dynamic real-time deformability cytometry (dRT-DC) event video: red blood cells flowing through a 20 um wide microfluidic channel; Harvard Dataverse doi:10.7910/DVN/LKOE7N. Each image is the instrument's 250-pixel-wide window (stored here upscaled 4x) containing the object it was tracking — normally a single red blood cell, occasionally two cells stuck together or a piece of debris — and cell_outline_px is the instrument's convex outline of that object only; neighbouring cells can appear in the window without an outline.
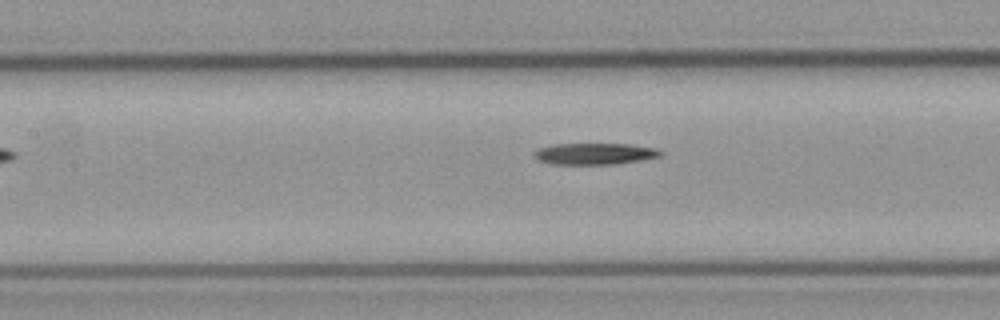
{"species": "common noctule bat (a hibernating species)", "species_latin": "Nyctalus noctula", "temperature_condition": "cold", "stored_images_in_passage": 8, "camera_frame_rate_fps": 3000, "um_per_image_px": 0.085, "animal": {"sex": "male", "body_mass_g": 23.1, "forearm_length_mm": 52.7}, "frame": {"image": 1, "passage_image": 7, "time_ms": 8.0, "image_size_px": [1000, 320], "cell_outline_px": [[664, 156], [616, 164], [552, 164], [536, 160], [532, 156], [532, 152], [540, 148], [556, 144], [632, 144], [656, 148], [664, 152]], "centroid_in_image_um": [50.56, 13.07], "position_along_channel_um": 156.8, "area_um2": 16.01}}
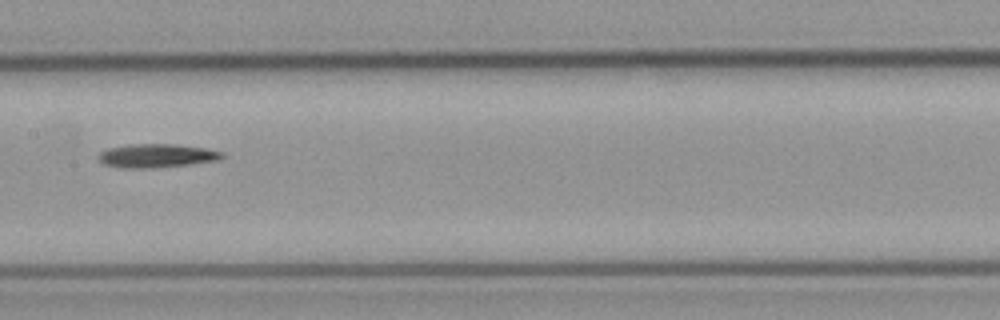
{"frame": {"image": 2, "passage_image": 8, "time_ms": 9.0, "image_size_px": [1000, 320], "cell_outline_px": [[224, 156], [216, 160], [188, 164], [156, 168], [120, 168], [104, 164], [96, 156], [100, 152], [108, 148], [128, 144], [172, 144], [204, 148], [224, 152]], "centroid_in_image_um": [13.26, 13.24], "position_along_channel_um": 194.1, "area_um2": 16.99}}